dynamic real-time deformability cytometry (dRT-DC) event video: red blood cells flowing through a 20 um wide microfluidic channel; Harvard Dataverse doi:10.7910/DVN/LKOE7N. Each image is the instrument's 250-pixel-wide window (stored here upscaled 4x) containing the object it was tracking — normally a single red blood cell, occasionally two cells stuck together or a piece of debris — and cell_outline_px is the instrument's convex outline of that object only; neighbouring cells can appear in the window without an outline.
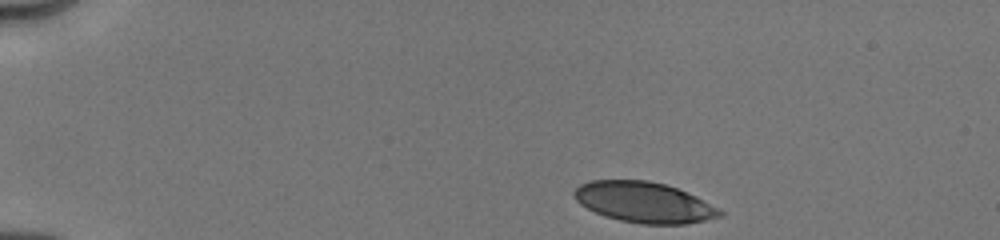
{"species": "human", "species_latin": "Homo sapiens", "temperature_condition": "cold", "stored_images_in_passage": 28, "camera_frame_rate_fps": 3000, "um_per_image_px": 0.085, "donor": {"sex": "male"}, "frame": {"image": 1, "passage_image": 1, "time_ms": 0.0, "image_size_px": [1000, 240], "cell_outline_px": [[724, 216], [684, 224], [640, 224], [620, 220], [604, 216], [580, 204], [576, 200], [572, 192], [580, 184], [592, 180], [648, 180], [664, 184], [676, 188], [696, 196], [720, 208], [724, 212]], "centroid_in_image_um": [54.76, 17.2], "position_along_channel_um": 30.2, "area_um2": 34.51}}
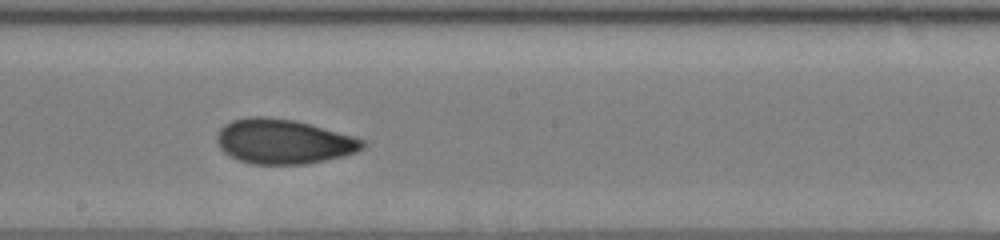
{"frame": {"image": 2, "passage_image": 16, "time_ms": 7.0, "image_size_px": [1000, 240], "cell_outline_px": [[368, 144], [364, 148], [356, 152], [344, 156], [304, 164], [252, 164], [236, 160], [224, 152], [220, 148], [216, 140], [216, 136], [220, 128], [224, 124], [232, 120], [248, 116], [268, 116], [296, 120], [352, 136], [364, 140]], "centroid_in_image_um": [24.07, 12.02], "position_along_channel_um": 224.1, "area_um2": 38.21}}
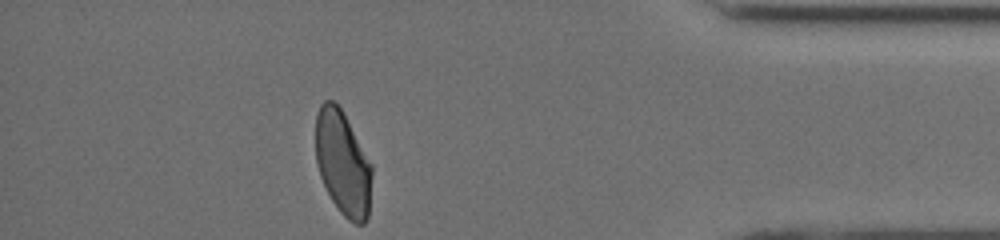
{"frame": {"image": 3, "passage_image": 28, "time_ms": 12.333, "image_size_px": [1000, 240], "cell_outline_px": [[372, 176], [368, 216], [364, 224], [356, 224], [348, 220], [340, 212], [332, 200], [320, 176], [316, 164], [316, 112], [320, 104], [324, 100], [332, 100], [340, 108], [372, 164]], "centroid_in_image_um": [29.13, 13.88], "position_along_channel_um": 406.1, "area_um2": 34.1}, "authors_computed_cell_mechanics": {"area_um2": 36.8475, "velocity_mm_per_s": 4.0163, "shape_relaxation_time_tau1_ms": 4.5287, "shape_relaxation_time_tau2_ms": 1.6208, "deformation_change_tau1": 0.137, "deformation_change_tau2": 0.0663}}